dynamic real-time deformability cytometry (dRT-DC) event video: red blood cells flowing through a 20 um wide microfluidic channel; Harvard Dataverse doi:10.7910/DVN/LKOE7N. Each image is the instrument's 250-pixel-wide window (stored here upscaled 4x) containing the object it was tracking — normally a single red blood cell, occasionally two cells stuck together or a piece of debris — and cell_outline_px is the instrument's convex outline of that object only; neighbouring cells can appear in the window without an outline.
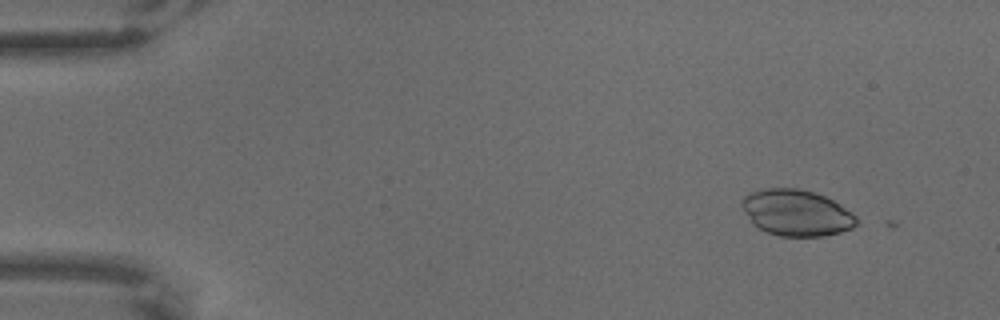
{"species": "common noctule bat (a hibernating species)", "species_latin": "Nyctalus noctula", "temperature_condition": "warm", "stored_images_in_passage": 3, "camera_frame_rate_fps": 3000, "um_per_image_px": 0.085, "animal": {"sex": "male", "body_mass_g": 18.8}, "frame": {"image": 1, "passage_image": 1, "time_ms": 0.0, "image_size_px": [1000, 320], "cell_outline_px": [[860, 220], [852, 228], [840, 232], [824, 236], [780, 236], [768, 232], [752, 224], [744, 212], [740, 204], [740, 200], [748, 192], [764, 188], [800, 188], [824, 196], [840, 204], [852, 212]], "centroid_in_image_um": [67.68, 18.07], "position_along_channel_um": 17.3, "area_um2": 31.1}}